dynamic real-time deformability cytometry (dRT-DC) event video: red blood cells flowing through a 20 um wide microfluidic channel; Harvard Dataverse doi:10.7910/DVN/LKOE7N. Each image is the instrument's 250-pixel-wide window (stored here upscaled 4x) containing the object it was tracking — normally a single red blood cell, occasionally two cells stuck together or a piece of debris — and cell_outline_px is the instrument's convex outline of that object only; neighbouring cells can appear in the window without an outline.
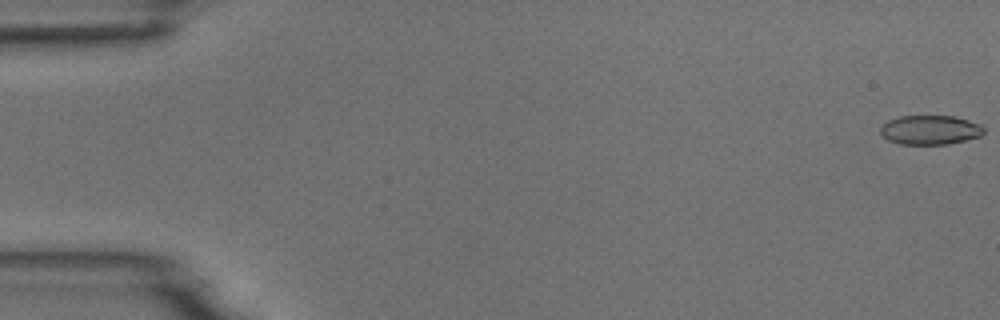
{"species": "common noctule bat (a hibernating species)", "species_latin": "Nyctalus noctula", "temperature_condition": "room temperature", "stored_images_in_passage": 5, "camera_frame_rate_fps": 3000, "um_per_image_px": 0.085, "animal": {"sex": "male", "body_mass_g": 18.8}, "frame": {"image": 1, "passage_image": 1, "time_ms": 0.0, "image_size_px": [1000, 320], "cell_outline_px": [[984, 132], [980, 136], [948, 144], [900, 144], [888, 140], [880, 132], [880, 128], [888, 120], [900, 116], [956, 116], [980, 124], [984, 128]], "centroid_in_image_um": [79.06, 11.04], "position_along_channel_um": 5.9, "area_um2": 17.57}}